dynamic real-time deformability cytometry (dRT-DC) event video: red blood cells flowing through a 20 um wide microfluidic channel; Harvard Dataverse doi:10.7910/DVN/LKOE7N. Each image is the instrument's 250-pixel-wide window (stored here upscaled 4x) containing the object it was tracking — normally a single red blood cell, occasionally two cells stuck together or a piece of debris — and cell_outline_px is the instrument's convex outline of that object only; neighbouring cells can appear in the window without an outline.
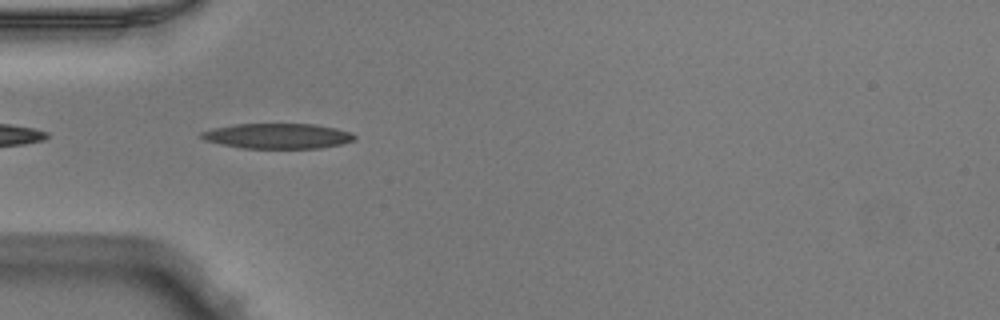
{"species": "Egyptian fruit bat (a non-hibernating species)", "species_latin": "Rousettus aegyptiacus", "temperature_condition": "warm", "stored_images_in_passage": 23, "camera_frame_rate_fps": 3000, "um_per_image_px": 0.085, "animal": {"sex": "male"}, "frame": {"image": 1, "passage_image": 2, "time_ms": 0.333, "image_size_px": [1000, 320], "cell_outline_px": [[356, 140], [340, 144], [320, 148], [244, 148], [220, 144], [204, 140], [200, 136], [200, 132], [212, 128], [236, 124], [316, 124], [336, 128], [352, 132], [356, 136]], "centroid_in_image_um": [23.61, 11.55], "position_along_channel_um": 61.4, "area_um2": 22.6}}
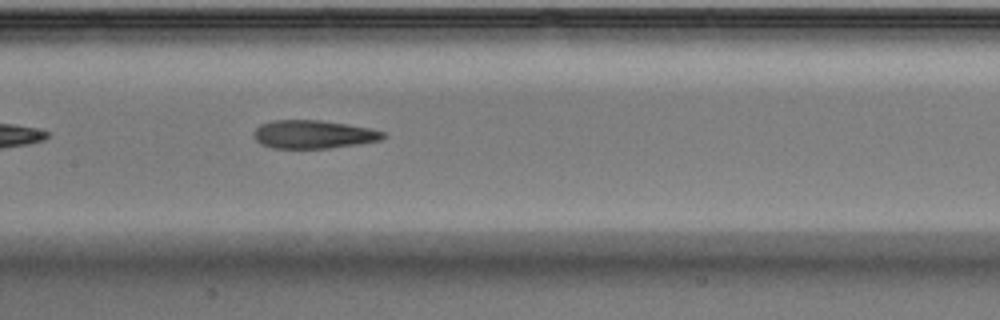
{"frame": {"image": 2, "passage_image": 11, "time_ms": 3.333, "image_size_px": [1000, 320], "cell_outline_px": [[388, 136], [380, 140], [356, 144], [328, 148], [272, 148], [260, 144], [252, 136], [252, 132], [260, 124], [272, 120], [320, 120], [368, 128], [384, 132]], "centroid_in_image_um": [26.57, 11.42], "position_along_channel_um": 180.8, "area_um2": 21.27}}
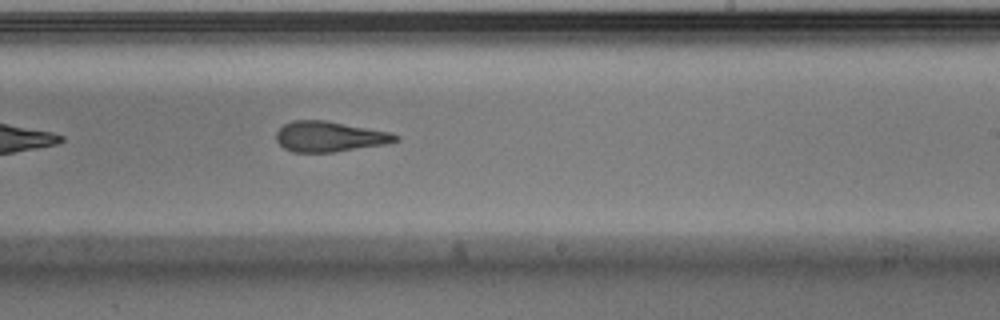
{"frame": {"image": 3, "passage_image": 17, "time_ms": 5.333, "image_size_px": [1000, 320], "cell_outline_px": [[400, 140], [388, 144], [336, 152], [292, 152], [284, 148], [276, 140], [276, 132], [284, 124], [292, 120], [324, 120], [392, 132], [400, 136]], "centroid_in_image_um": [28.05, 11.61], "position_along_channel_um": 261.0, "area_um2": 21.39}}